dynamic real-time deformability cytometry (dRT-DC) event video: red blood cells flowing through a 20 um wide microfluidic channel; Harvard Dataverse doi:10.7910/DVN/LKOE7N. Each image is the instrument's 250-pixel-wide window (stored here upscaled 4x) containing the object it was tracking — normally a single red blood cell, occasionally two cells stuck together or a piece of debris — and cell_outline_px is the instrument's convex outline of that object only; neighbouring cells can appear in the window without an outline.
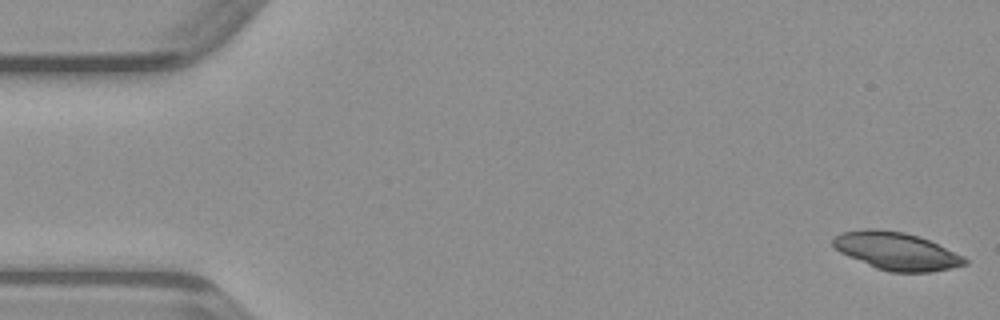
{"species": "common noctule bat (a hibernating species)", "species_latin": "Nyctalus noctula", "temperature_condition": "warm", "stored_images_in_passage": 48, "camera_frame_rate_fps": 3000, "um_per_image_px": 0.085, "animal": {"sex": "male", "body_mass_g": 23.1, "forearm_length_mm": 52.7}, "frame": {"image": 1, "passage_image": 1, "time_ms": 0.0, "image_size_px": [1000, 320], "cell_outline_px": [[968, 264], [952, 268], [932, 272], [888, 272], [876, 268], [848, 256], [840, 252], [832, 244], [832, 240], [840, 232], [864, 228], [872, 228], [904, 232], [928, 240], [964, 256], [968, 260]], "centroid_in_image_um": [76.19, 21.34], "position_along_channel_um": 8.8, "area_um2": 28.9}}